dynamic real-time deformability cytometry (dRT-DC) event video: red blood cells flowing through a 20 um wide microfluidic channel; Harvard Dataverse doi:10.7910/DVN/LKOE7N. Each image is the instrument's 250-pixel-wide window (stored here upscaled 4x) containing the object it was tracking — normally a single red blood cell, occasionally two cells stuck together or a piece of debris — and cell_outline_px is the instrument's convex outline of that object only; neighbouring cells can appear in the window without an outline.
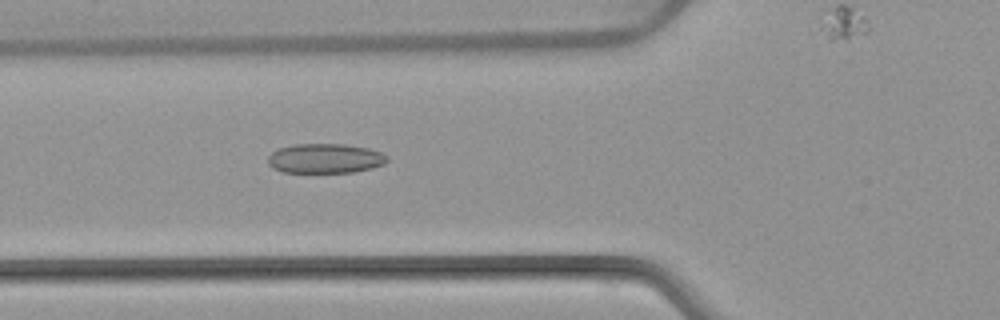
{"species": "common noctule bat (a hibernating species)", "species_latin": "Nyctalus noctula", "temperature_condition": "warm", "stored_images_in_passage": 6, "camera_frame_rate_fps": 3000, "um_per_image_px": 0.085, "animal": {"sex": "female", "body_mass_g": 22.7, "forearm_length_mm": 54.2}, "frame": {"image": 1, "passage_image": 5, "time_ms": 4.667, "image_size_px": [1000, 320], "cell_outline_px": [[388, 160], [384, 164], [372, 168], [352, 172], [284, 172], [272, 168], [268, 164], [268, 156], [272, 152], [280, 148], [296, 144], [344, 144], [368, 148], [380, 152], [388, 156]], "centroid_in_image_um": [27.64, 13.47], "position_along_channel_um": 98.2, "area_um2": 20.52}}